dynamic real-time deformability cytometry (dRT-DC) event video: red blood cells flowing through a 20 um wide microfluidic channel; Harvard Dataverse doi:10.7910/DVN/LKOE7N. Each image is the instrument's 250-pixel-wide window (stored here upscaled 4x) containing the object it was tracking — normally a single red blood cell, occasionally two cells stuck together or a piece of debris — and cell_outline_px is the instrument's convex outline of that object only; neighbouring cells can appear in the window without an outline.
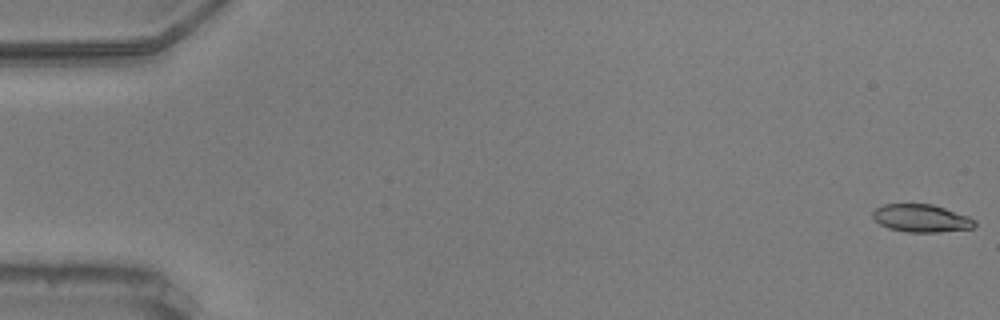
{"species": "common noctule bat (a hibernating species)", "species_latin": "Nyctalus noctula", "temperature_condition": "warm", "stored_images_in_passage": 16, "camera_frame_rate_fps": 3000, "um_per_image_px": 0.085, "animal": {"sex": "male", "body_mass_g": 20.5, "forearm_length_mm": 52.5}, "frame": {"image": 1, "passage_image": 1, "time_ms": 0.0, "image_size_px": [1000, 320], "cell_outline_px": [[976, 224], [972, 228], [940, 232], [908, 232], [888, 228], [880, 224], [872, 216], [872, 212], [876, 208], [884, 204], [932, 204], [968, 216], [976, 220]], "centroid_in_image_um": [78.31, 18.55], "position_along_channel_um": 6.7, "area_um2": 16.42}}
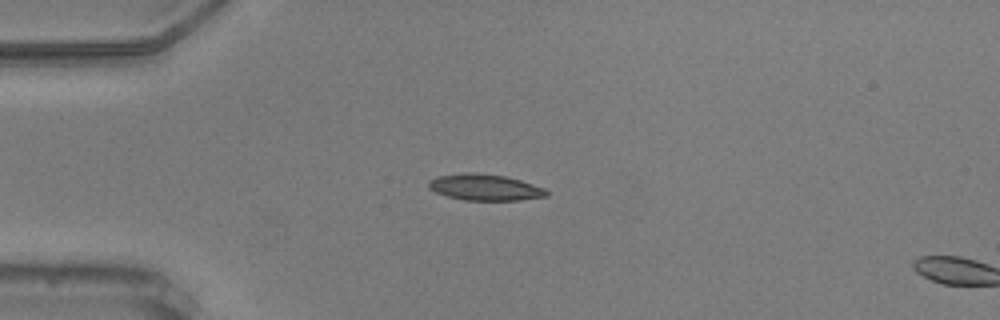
{"frame": {"image": 2, "passage_image": 15, "time_ms": 4.667, "image_size_px": [1000, 320], "cell_outline_px": [[548, 196], [520, 200], [464, 200], [448, 196], [436, 192], [428, 188], [428, 180], [436, 176], [464, 172], [472, 172], [504, 176], [520, 180], [544, 188], [548, 192]], "centroid_in_image_um": [41.18, 15.91], "position_along_channel_um": 43.8, "area_um2": 18.03}}